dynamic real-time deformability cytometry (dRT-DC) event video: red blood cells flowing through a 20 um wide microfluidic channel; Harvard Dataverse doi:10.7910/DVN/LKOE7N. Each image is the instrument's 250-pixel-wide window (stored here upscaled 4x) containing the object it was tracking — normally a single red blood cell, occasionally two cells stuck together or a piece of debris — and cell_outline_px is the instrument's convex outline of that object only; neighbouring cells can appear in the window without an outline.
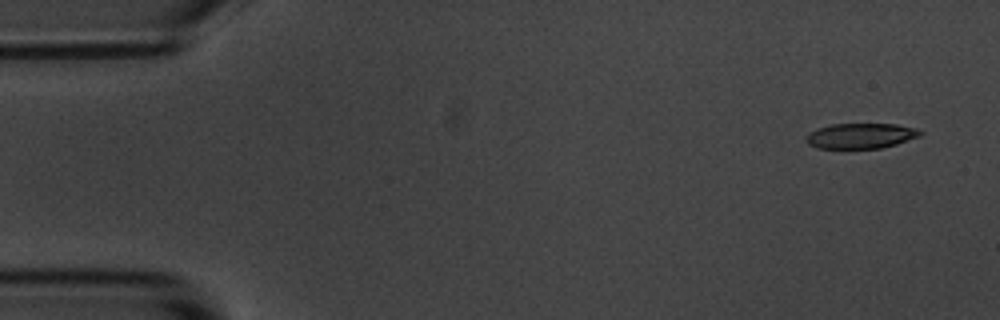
{"species": "common noctule bat (a hibernating species)", "species_latin": "Nyctalus noctula", "temperature_condition": "room temperature", "stored_images_in_passage": 5, "camera_frame_rate_fps": 3000, "um_per_image_px": 0.085, "animal": {"sex": "male", "body_mass_g": 20.1, "forearm_length_mm": 53.5}, "frame": {"image": 1, "passage_image": 1, "time_ms": 0.0, "image_size_px": [1000, 320], "cell_outline_px": [[924, 132], [920, 136], [896, 144], [880, 148], [816, 148], [808, 144], [804, 140], [804, 136], [808, 132], [816, 128], [832, 124], [896, 124], [916, 128]], "centroid_in_image_um": [73.11, 11.54], "position_along_channel_um": 11.9, "area_um2": 16.99}}